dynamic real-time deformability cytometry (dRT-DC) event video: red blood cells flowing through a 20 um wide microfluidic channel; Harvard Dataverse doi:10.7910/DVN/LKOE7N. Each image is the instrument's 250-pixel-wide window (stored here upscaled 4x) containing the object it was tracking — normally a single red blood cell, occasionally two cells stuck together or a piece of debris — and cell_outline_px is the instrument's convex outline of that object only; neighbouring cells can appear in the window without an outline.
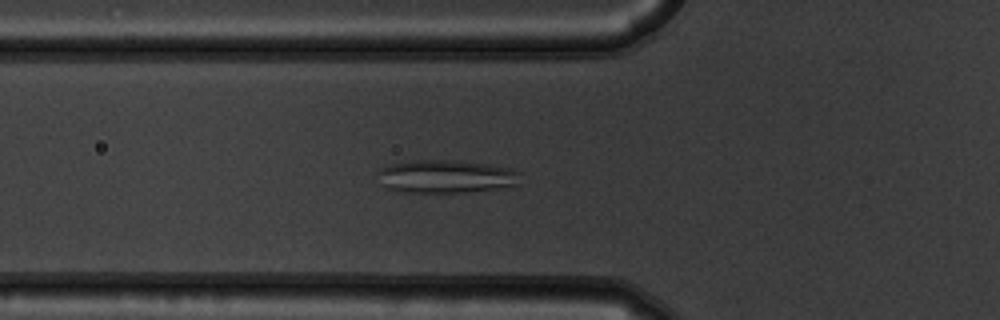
{"species": "common noctule bat (a hibernating species)", "species_latin": "Nyctalus noctula", "temperature_condition": "warm", "stored_images_in_passage": 44, "camera_frame_rate_fps": 3000, "um_per_image_px": 0.085, "animal": {"sex": "male", "body_mass_g": 19.5, "forearm_length_mm": 54.6}, "frame": {"image": 1, "passage_image": 19, "time_ms": 6.0, "image_size_px": [1000, 320], "cell_outline_px": [[520, 172], [516, 184], [512, 188], [464, 192], [400, 192], [388, 188], [380, 184], [376, 172], [380, 168], [388, 164], [408, 160], [460, 160], [488, 164], [508, 168]], "centroid_in_image_um": [37.87, 15.0], "position_along_channel_um": 87.9, "area_um2": 28.03}}
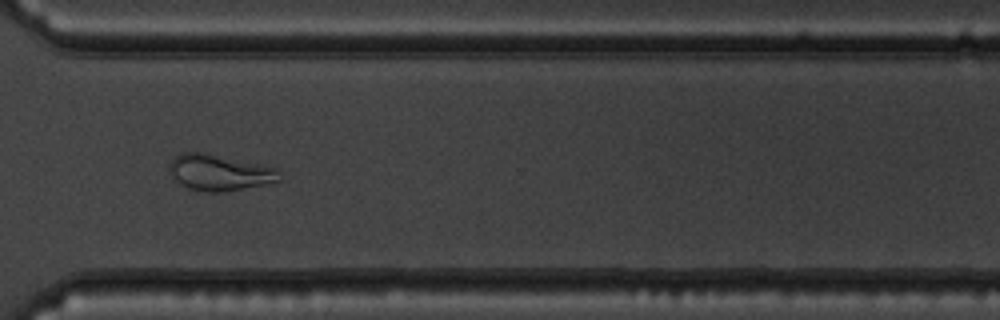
{"frame": {"image": 2, "passage_image": 40, "time_ms": 13.0, "image_size_px": [1000, 320], "cell_outline_px": [[284, 180], [224, 192], [204, 192], [188, 188], [180, 184], [172, 176], [168, 168], [168, 164], [180, 152], [200, 152], [276, 168]], "centroid_in_image_um": [18.62, 14.68], "position_along_channel_um": 352.0, "area_um2": 22.89}}
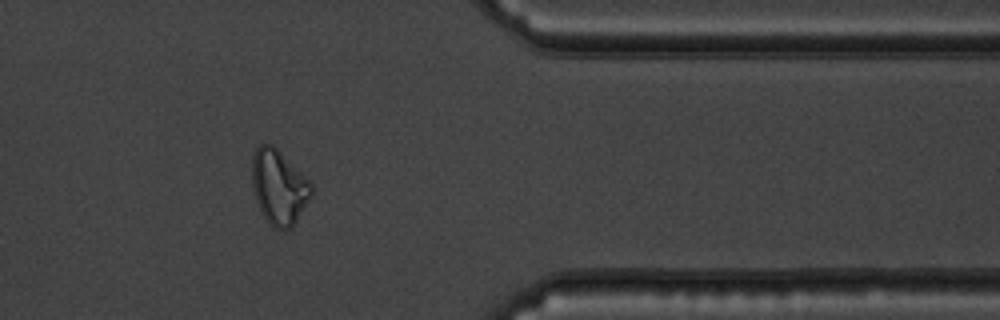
{"frame": {"image": 3, "passage_image": 44, "time_ms": 14.333, "image_size_px": [1000, 320], "cell_outline_px": [[312, 196], [292, 228], [284, 232], [280, 232], [268, 224], [256, 200], [252, 188], [252, 152], [260, 144], [272, 144], [312, 184]], "centroid_in_image_um": [23.69, 15.95], "position_along_channel_um": 387.7, "area_um2": 25.95}, "authors_computed_cell_mechanics": {"area_um2": 26.0678, "velocity_mm_per_s": 3.7644, "shape_relaxation_time_tau1_ms": null, "shape_relaxation_time_tau2_ms": 2.9186, "deformation_change_tau1": null, "deformation_change_tau2": 0.11}}